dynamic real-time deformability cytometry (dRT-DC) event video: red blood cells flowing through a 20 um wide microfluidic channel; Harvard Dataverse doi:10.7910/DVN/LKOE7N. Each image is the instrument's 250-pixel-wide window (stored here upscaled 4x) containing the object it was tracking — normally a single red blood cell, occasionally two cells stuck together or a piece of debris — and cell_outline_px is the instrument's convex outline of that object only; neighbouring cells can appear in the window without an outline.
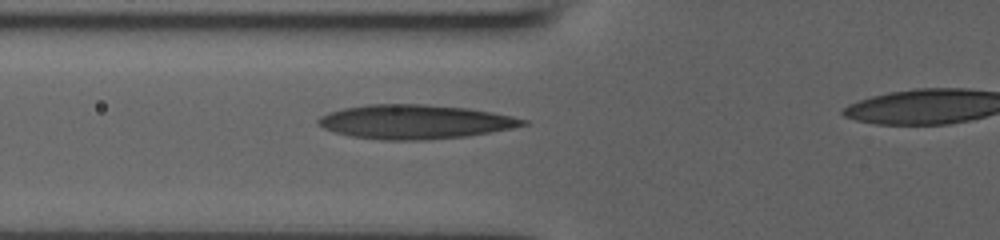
{"species": "human", "species_latin": "Homo sapiens", "temperature_condition": "room temperature", "stored_images_in_passage": 5, "segment_of_instrument_passage": [1, 2], "camera_frame_rate_fps": 3000, "um_per_image_px": 0.085, "donor": {"sex": "male"}, "frame": {"image": 1, "passage_image": 4, "time_ms": 1.0, "image_size_px": [1000, 240], "cell_outline_px": [[528, 124], [512, 128], [464, 136], [424, 140], [380, 140], [352, 136], [336, 132], [324, 128], [316, 124], [316, 120], [320, 116], [328, 112], [344, 108], [368, 104], [424, 104], [468, 108], [492, 112], [512, 116], [528, 120]], "centroid_in_image_um": [35.24, 10.35], "position_along_channel_um": 90.6, "area_um2": 40.63}}